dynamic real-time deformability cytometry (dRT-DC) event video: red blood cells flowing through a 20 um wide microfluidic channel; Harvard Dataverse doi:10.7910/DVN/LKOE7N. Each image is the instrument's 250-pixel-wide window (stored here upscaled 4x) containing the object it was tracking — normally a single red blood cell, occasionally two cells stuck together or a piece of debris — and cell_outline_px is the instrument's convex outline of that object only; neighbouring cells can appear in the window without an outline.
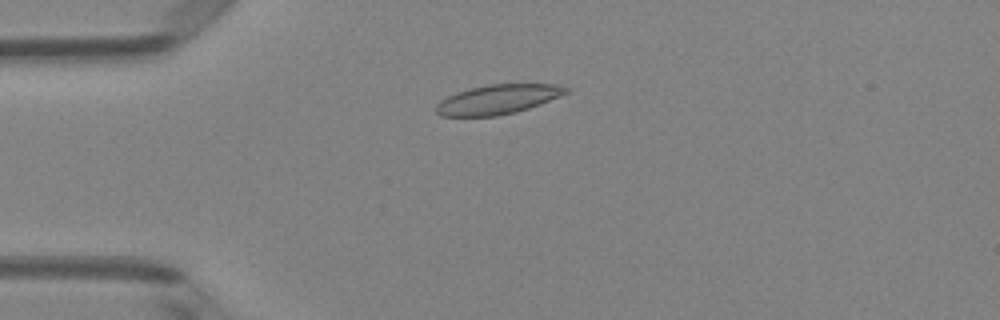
{"species": "Egyptian fruit bat (a non-hibernating species)", "species_latin": "Rousettus aegyptiacus", "temperature_condition": "room temperature", "stored_images_in_passage": 50, "camera_frame_rate_fps": 3000, "um_per_image_px": 0.085, "animal": {"sex": "female"}, "frame": {"image": 1, "passage_image": 12, "time_ms": 3.667, "image_size_px": [1000, 320], "cell_outline_px": [[572, 88], [568, 92], [560, 96], [540, 104], [516, 112], [496, 116], [440, 116], [436, 112], [436, 104], [440, 100], [456, 92], [468, 88], [488, 84], [560, 84]], "centroid_in_image_um": [42.33, 8.43], "position_along_channel_um": 42.7, "area_um2": 22.48}}
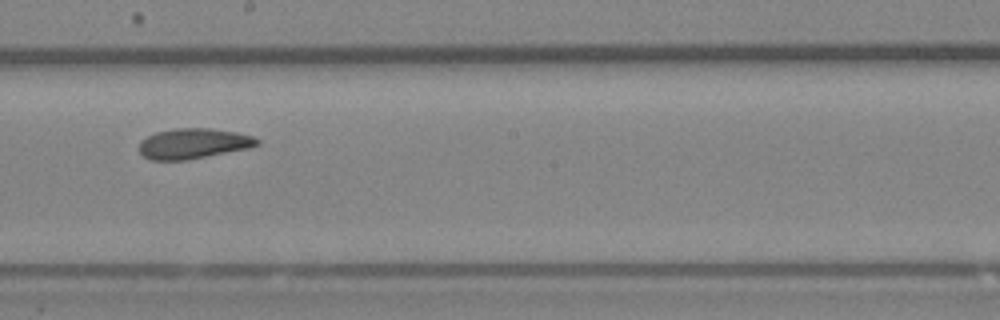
{"frame": {"image": 2, "passage_image": 28, "time_ms": 9.0, "image_size_px": [1000, 320], "cell_outline_px": [[260, 144], [248, 148], [188, 160], [148, 160], [140, 152], [140, 140], [156, 132], [176, 128], [212, 128], [236, 132], [252, 136], [260, 140]], "centroid_in_image_um": [16.43, 12.2], "position_along_channel_um": 231.8, "area_um2": 20.87}}
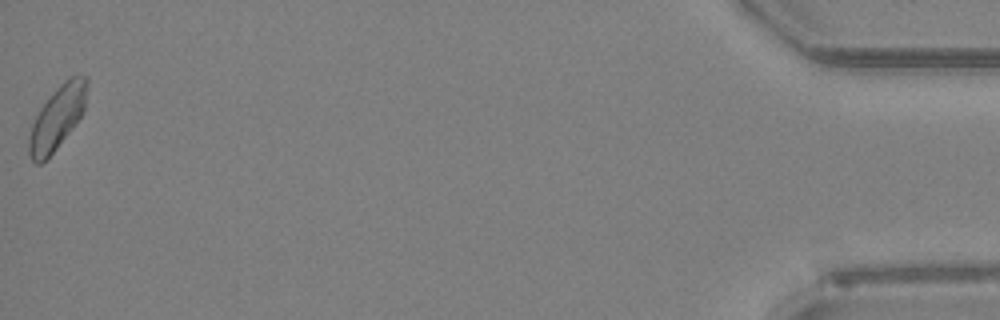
{"frame": {"image": 3, "passage_image": 50, "time_ms": 16.333, "image_size_px": [1000, 320], "cell_outline_px": [[88, 84], [84, 112], [72, 128], [56, 148], [40, 164], [36, 164], [32, 160], [28, 152], [28, 136], [32, 124], [40, 108], [52, 92], [68, 76], [88, 76]], "centroid_in_image_um": [4.87, 9.96], "position_along_channel_um": 430.3, "area_um2": 21.33}, "authors_computed_cell_mechanics": {"area_um2": 21.2415, "velocity_mm_per_s": 4.0032, "shape_relaxation_time_tau1_ms": null, "shape_relaxation_time_tau2_ms": 5.6493, "deformation_change_tau1": null, "deformation_change_tau2": 0.0836}}